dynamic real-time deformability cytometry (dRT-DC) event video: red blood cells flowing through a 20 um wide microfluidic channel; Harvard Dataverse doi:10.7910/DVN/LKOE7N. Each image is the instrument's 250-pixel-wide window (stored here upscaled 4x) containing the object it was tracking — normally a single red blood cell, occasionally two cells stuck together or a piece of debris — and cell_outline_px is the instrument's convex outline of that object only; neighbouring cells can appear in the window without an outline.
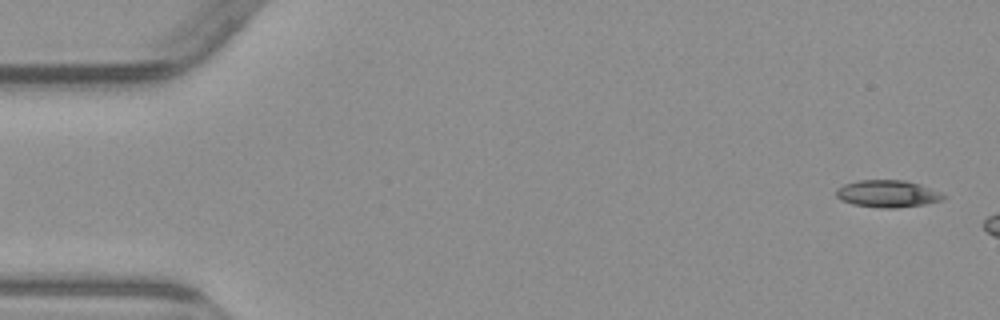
{"species": "common noctule bat (a hibernating species)", "species_latin": "Nyctalus noctula", "temperature_condition": "warm", "stored_images_in_passage": 4, "camera_frame_rate_fps": 3000, "um_per_image_px": 0.085, "animal": {"sex": "male", "body_mass_g": 23.1, "forearm_length_mm": 52.7}, "frame": {"image": 1, "passage_image": 1, "time_ms": 0.0, "image_size_px": [1000, 320], "cell_outline_px": [[948, 196], [940, 200], [924, 204], [896, 208], [880, 208], [852, 204], [840, 200], [836, 196], [836, 188], [844, 184], [856, 180], [904, 180], [920, 184], [940, 192]], "centroid_in_image_um": [75.41, 16.46], "position_along_channel_um": 9.6, "area_um2": 17.05}}